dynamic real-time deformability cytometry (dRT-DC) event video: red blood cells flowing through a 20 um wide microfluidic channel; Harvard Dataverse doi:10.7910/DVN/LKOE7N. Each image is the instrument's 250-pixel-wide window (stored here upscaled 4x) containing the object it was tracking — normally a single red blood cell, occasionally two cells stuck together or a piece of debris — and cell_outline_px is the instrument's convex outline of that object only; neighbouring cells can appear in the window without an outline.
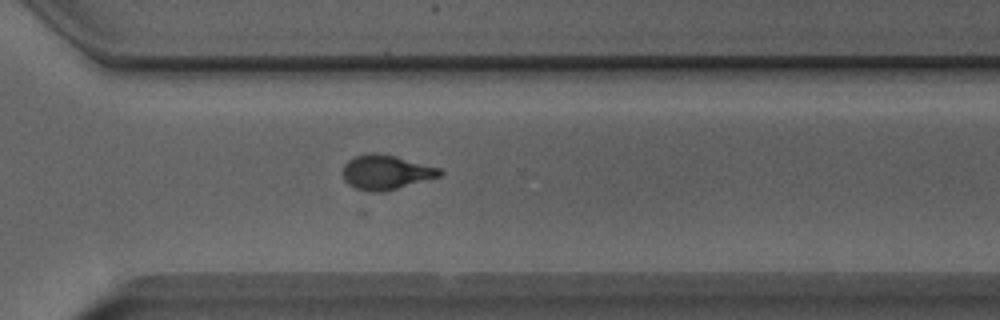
{"species": "Egyptian fruit bat (a non-hibernating species)", "species_latin": "Rousettus aegyptiacus", "temperature_condition": "room temperature", "stored_images_in_passage": 52, "camera_frame_rate_fps": 3000, "um_per_image_px": 0.085, "animal": {"sex": "male"}, "frame": {"image": 1, "passage_image": 36, "time_ms": 11.667, "image_size_px": [1000, 320], "cell_outline_px": [[444, 172], [440, 176], [384, 192], [372, 192], [356, 188], [348, 184], [344, 180], [344, 164], [348, 160], [356, 156], [368, 152], [376, 152], [396, 156], [440, 168]], "centroid_in_image_um": [32.81, 14.63], "position_along_channel_um": 337.8, "area_um2": 19.48}}